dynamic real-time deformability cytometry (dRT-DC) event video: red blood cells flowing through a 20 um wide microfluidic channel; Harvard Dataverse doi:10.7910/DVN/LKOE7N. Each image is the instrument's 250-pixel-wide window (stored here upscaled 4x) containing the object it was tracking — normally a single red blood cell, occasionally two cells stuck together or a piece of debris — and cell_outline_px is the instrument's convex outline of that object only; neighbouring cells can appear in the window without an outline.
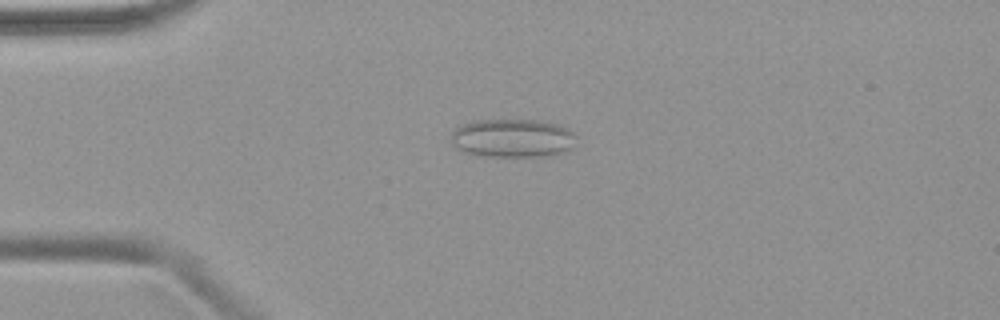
{"species": "common noctule bat (a hibernating species)", "species_latin": "Nyctalus noctula", "temperature_condition": "warm", "stored_images_in_passage": 49, "camera_frame_rate_fps": 3000, "um_per_image_px": 0.085, "animal": {"sex": "female", "body_mass_g": 19.9}, "frame": {"image": 1, "passage_image": 12, "time_ms": 3.667, "image_size_px": [1000, 320], "cell_outline_px": [[576, 136], [572, 148], [556, 156], [476, 156], [464, 152], [456, 148], [452, 144], [452, 132], [456, 128], [472, 120], [544, 120], [568, 128]], "centroid_in_image_um": [43.58, 11.75], "position_along_channel_um": 41.4, "area_um2": 28.44}}
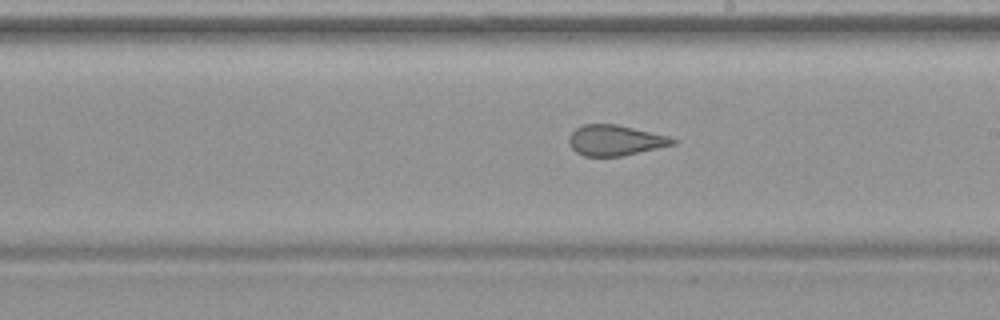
{"frame": {"image": 2, "passage_image": 28, "time_ms": 9.0, "image_size_px": [1000, 320], "cell_outline_px": [[680, 140], [676, 144], [624, 156], [584, 156], [576, 152], [568, 144], [568, 136], [576, 128], [584, 124], [616, 124], [668, 136]], "centroid_in_image_um": [52.3, 11.93], "position_along_channel_um": 236.7, "area_um2": 18.61}}
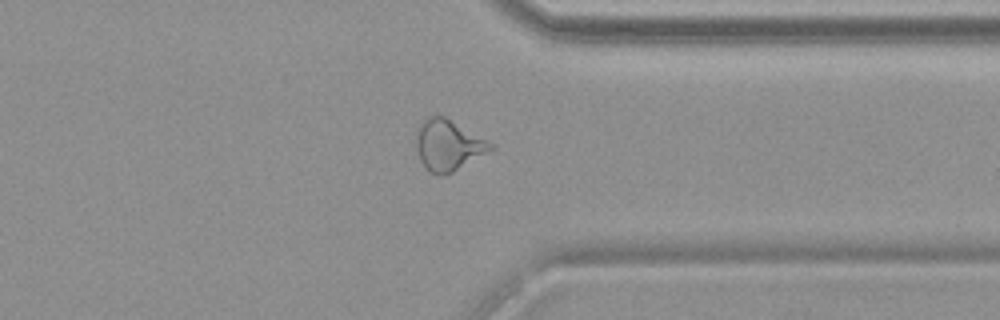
{"frame": {"image": 3, "passage_image": 38, "time_ms": 12.333, "image_size_px": [1000, 320], "cell_outline_px": [[496, 148], [452, 172], [440, 176], [424, 168], [420, 160], [416, 148], [416, 128], [424, 116], [444, 116], [496, 144]], "centroid_in_image_um": [38.09, 12.32], "position_along_channel_um": 373.3, "area_um2": 22.37}}